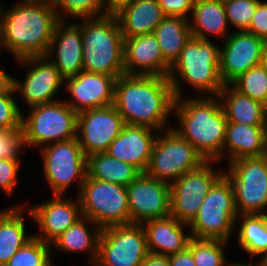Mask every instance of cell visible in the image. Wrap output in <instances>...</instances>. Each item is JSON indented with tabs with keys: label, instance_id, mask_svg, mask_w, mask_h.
<instances>
[{
	"label": "cell",
	"instance_id": "ba28073f",
	"mask_svg": "<svg viewBox=\"0 0 267 266\" xmlns=\"http://www.w3.org/2000/svg\"><path fill=\"white\" fill-rule=\"evenodd\" d=\"M39 150L45 182L52 194L67 195L73 183L78 185L79 194L87 176V156L78 138L52 143Z\"/></svg>",
	"mask_w": 267,
	"mask_h": 266
},
{
	"label": "cell",
	"instance_id": "836d02e7",
	"mask_svg": "<svg viewBox=\"0 0 267 266\" xmlns=\"http://www.w3.org/2000/svg\"><path fill=\"white\" fill-rule=\"evenodd\" d=\"M58 19H87L108 15L105 0H52Z\"/></svg>",
	"mask_w": 267,
	"mask_h": 266
},
{
	"label": "cell",
	"instance_id": "44dd1931",
	"mask_svg": "<svg viewBox=\"0 0 267 266\" xmlns=\"http://www.w3.org/2000/svg\"><path fill=\"white\" fill-rule=\"evenodd\" d=\"M159 132L147 126L125 124L106 153L122 162L132 164L145 173Z\"/></svg>",
	"mask_w": 267,
	"mask_h": 266
},
{
	"label": "cell",
	"instance_id": "ab89813d",
	"mask_svg": "<svg viewBox=\"0 0 267 266\" xmlns=\"http://www.w3.org/2000/svg\"><path fill=\"white\" fill-rule=\"evenodd\" d=\"M21 163V160L0 158V192L2 191L8 197H12L19 182L18 173Z\"/></svg>",
	"mask_w": 267,
	"mask_h": 266
},
{
	"label": "cell",
	"instance_id": "4fadbf2b",
	"mask_svg": "<svg viewBox=\"0 0 267 266\" xmlns=\"http://www.w3.org/2000/svg\"><path fill=\"white\" fill-rule=\"evenodd\" d=\"M214 163L218 162L206 161L170 185V215L179 222L189 225L193 221L211 186L224 173L220 167L215 170Z\"/></svg>",
	"mask_w": 267,
	"mask_h": 266
},
{
	"label": "cell",
	"instance_id": "5bb4252c",
	"mask_svg": "<svg viewBox=\"0 0 267 266\" xmlns=\"http://www.w3.org/2000/svg\"><path fill=\"white\" fill-rule=\"evenodd\" d=\"M16 62L27 67L23 81L15 77L14 90L28 108L59 100L55 97L62 91L64 79L46 56L21 58Z\"/></svg>",
	"mask_w": 267,
	"mask_h": 266
},
{
	"label": "cell",
	"instance_id": "603a6c76",
	"mask_svg": "<svg viewBox=\"0 0 267 266\" xmlns=\"http://www.w3.org/2000/svg\"><path fill=\"white\" fill-rule=\"evenodd\" d=\"M141 225L146 234L148 252L151 254L166 257L176 254L185 250L192 238L189 225L179 222L172 215L148 220Z\"/></svg>",
	"mask_w": 267,
	"mask_h": 266
},
{
	"label": "cell",
	"instance_id": "d590c367",
	"mask_svg": "<svg viewBox=\"0 0 267 266\" xmlns=\"http://www.w3.org/2000/svg\"><path fill=\"white\" fill-rule=\"evenodd\" d=\"M52 251L51 244L33 237L4 266H42Z\"/></svg>",
	"mask_w": 267,
	"mask_h": 266
},
{
	"label": "cell",
	"instance_id": "83f0119b",
	"mask_svg": "<svg viewBox=\"0 0 267 266\" xmlns=\"http://www.w3.org/2000/svg\"><path fill=\"white\" fill-rule=\"evenodd\" d=\"M101 230L95 222L82 216L51 243V249L54 248L53 250L56 249L65 254L88 252L87 264L93 266L98 256V241Z\"/></svg>",
	"mask_w": 267,
	"mask_h": 266
},
{
	"label": "cell",
	"instance_id": "bcb514c9",
	"mask_svg": "<svg viewBox=\"0 0 267 266\" xmlns=\"http://www.w3.org/2000/svg\"><path fill=\"white\" fill-rule=\"evenodd\" d=\"M134 0H105L106 11L108 14H115L122 7L130 4Z\"/></svg>",
	"mask_w": 267,
	"mask_h": 266
},
{
	"label": "cell",
	"instance_id": "7dc6e473",
	"mask_svg": "<svg viewBox=\"0 0 267 266\" xmlns=\"http://www.w3.org/2000/svg\"><path fill=\"white\" fill-rule=\"evenodd\" d=\"M261 65L267 71V41H265L262 48Z\"/></svg>",
	"mask_w": 267,
	"mask_h": 266
},
{
	"label": "cell",
	"instance_id": "8992f818",
	"mask_svg": "<svg viewBox=\"0 0 267 266\" xmlns=\"http://www.w3.org/2000/svg\"><path fill=\"white\" fill-rule=\"evenodd\" d=\"M237 217L234 187L223 173L211 186L197 215L189 224L191 236L231 243Z\"/></svg>",
	"mask_w": 267,
	"mask_h": 266
},
{
	"label": "cell",
	"instance_id": "1f68e13d",
	"mask_svg": "<svg viewBox=\"0 0 267 266\" xmlns=\"http://www.w3.org/2000/svg\"><path fill=\"white\" fill-rule=\"evenodd\" d=\"M142 172L132 164L109 156L106 152L87 156V176L94 180L128 186Z\"/></svg>",
	"mask_w": 267,
	"mask_h": 266
},
{
	"label": "cell",
	"instance_id": "60d3db41",
	"mask_svg": "<svg viewBox=\"0 0 267 266\" xmlns=\"http://www.w3.org/2000/svg\"><path fill=\"white\" fill-rule=\"evenodd\" d=\"M246 31L267 41V0L259 1L249 28Z\"/></svg>",
	"mask_w": 267,
	"mask_h": 266
},
{
	"label": "cell",
	"instance_id": "277c9868",
	"mask_svg": "<svg viewBox=\"0 0 267 266\" xmlns=\"http://www.w3.org/2000/svg\"><path fill=\"white\" fill-rule=\"evenodd\" d=\"M220 44L191 36L180 57L171 66L169 81L175 98L185 97L183 84L195 89L198 95L218 96L224 83L219 75ZM183 82V83H182Z\"/></svg>",
	"mask_w": 267,
	"mask_h": 266
},
{
	"label": "cell",
	"instance_id": "8fae6325",
	"mask_svg": "<svg viewBox=\"0 0 267 266\" xmlns=\"http://www.w3.org/2000/svg\"><path fill=\"white\" fill-rule=\"evenodd\" d=\"M238 215L267 214V158L246 157L227 164Z\"/></svg>",
	"mask_w": 267,
	"mask_h": 266
},
{
	"label": "cell",
	"instance_id": "4dcf8cb0",
	"mask_svg": "<svg viewBox=\"0 0 267 266\" xmlns=\"http://www.w3.org/2000/svg\"><path fill=\"white\" fill-rule=\"evenodd\" d=\"M160 46L163 59L172 66L180 57L185 43L192 36L189 19L181 16H166L153 32Z\"/></svg>",
	"mask_w": 267,
	"mask_h": 266
},
{
	"label": "cell",
	"instance_id": "f6af8a7d",
	"mask_svg": "<svg viewBox=\"0 0 267 266\" xmlns=\"http://www.w3.org/2000/svg\"><path fill=\"white\" fill-rule=\"evenodd\" d=\"M141 266H170V263L166 256L149 253Z\"/></svg>",
	"mask_w": 267,
	"mask_h": 266
},
{
	"label": "cell",
	"instance_id": "4316f807",
	"mask_svg": "<svg viewBox=\"0 0 267 266\" xmlns=\"http://www.w3.org/2000/svg\"><path fill=\"white\" fill-rule=\"evenodd\" d=\"M26 204H14L0 211V266L34 237V233H28L25 223Z\"/></svg>",
	"mask_w": 267,
	"mask_h": 266
},
{
	"label": "cell",
	"instance_id": "30bf717a",
	"mask_svg": "<svg viewBox=\"0 0 267 266\" xmlns=\"http://www.w3.org/2000/svg\"><path fill=\"white\" fill-rule=\"evenodd\" d=\"M78 197L82 216L101 229L130 224L126 186L86 176Z\"/></svg>",
	"mask_w": 267,
	"mask_h": 266
},
{
	"label": "cell",
	"instance_id": "e575fe53",
	"mask_svg": "<svg viewBox=\"0 0 267 266\" xmlns=\"http://www.w3.org/2000/svg\"><path fill=\"white\" fill-rule=\"evenodd\" d=\"M230 84L238 92L267 107V71L261 64L239 75Z\"/></svg>",
	"mask_w": 267,
	"mask_h": 266
},
{
	"label": "cell",
	"instance_id": "f5cc1de1",
	"mask_svg": "<svg viewBox=\"0 0 267 266\" xmlns=\"http://www.w3.org/2000/svg\"><path fill=\"white\" fill-rule=\"evenodd\" d=\"M264 266H267V258L266 260L262 263Z\"/></svg>",
	"mask_w": 267,
	"mask_h": 266
},
{
	"label": "cell",
	"instance_id": "ee69618b",
	"mask_svg": "<svg viewBox=\"0 0 267 266\" xmlns=\"http://www.w3.org/2000/svg\"><path fill=\"white\" fill-rule=\"evenodd\" d=\"M5 70L0 67V93H15V76H11Z\"/></svg>",
	"mask_w": 267,
	"mask_h": 266
},
{
	"label": "cell",
	"instance_id": "52a82bcc",
	"mask_svg": "<svg viewBox=\"0 0 267 266\" xmlns=\"http://www.w3.org/2000/svg\"><path fill=\"white\" fill-rule=\"evenodd\" d=\"M28 109L27 115L22 113L27 148L41 149L49 144L77 137L78 113L64 100Z\"/></svg>",
	"mask_w": 267,
	"mask_h": 266
},
{
	"label": "cell",
	"instance_id": "74e56055",
	"mask_svg": "<svg viewBox=\"0 0 267 266\" xmlns=\"http://www.w3.org/2000/svg\"><path fill=\"white\" fill-rule=\"evenodd\" d=\"M16 97V93H0V131L22 127L23 110Z\"/></svg>",
	"mask_w": 267,
	"mask_h": 266
},
{
	"label": "cell",
	"instance_id": "681fc988",
	"mask_svg": "<svg viewBox=\"0 0 267 266\" xmlns=\"http://www.w3.org/2000/svg\"><path fill=\"white\" fill-rule=\"evenodd\" d=\"M52 256L53 255H51L42 266H55V264H53Z\"/></svg>",
	"mask_w": 267,
	"mask_h": 266
},
{
	"label": "cell",
	"instance_id": "9a60e30c",
	"mask_svg": "<svg viewBox=\"0 0 267 266\" xmlns=\"http://www.w3.org/2000/svg\"><path fill=\"white\" fill-rule=\"evenodd\" d=\"M53 195L41 204L26 205V216L37 225L38 233L34 237L51 244L57 237L65 232L82 217L81 205L78 195ZM29 214V215H27Z\"/></svg>",
	"mask_w": 267,
	"mask_h": 266
},
{
	"label": "cell",
	"instance_id": "e0dca14e",
	"mask_svg": "<svg viewBox=\"0 0 267 266\" xmlns=\"http://www.w3.org/2000/svg\"><path fill=\"white\" fill-rule=\"evenodd\" d=\"M130 224L170 215V185L141 173L127 186Z\"/></svg>",
	"mask_w": 267,
	"mask_h": 266
},
{
	"label": "cell",
	"instance_id": "816d5d0a",
	"mask_svg": "<svg viewBox=\"0 0 267 266\" xmlns=\"http://www.w3.org/2000/svg\"><path fill=\"white\" fill-rule=\"evenodd\" d=\"M265 156L267 158V137H266V152H265Z\"/></svg>",
	"mask_w": 267,
	"mask_h": 266
},
{
	"label": "cell",
	"instance_id": "d6a6232c",
	"mask_svg": "<svg viewBox=\"0 0 267 266\" xmlns=\"http://www.w3.org/2000/svg\"><path fill=\"white\" fill-rule=\"evenodd\" d=\"M188 246L196 266H230L232 263L225 255L228 242L192 237Z\"/></svg>",
	"mask_w": 267,
	"mask_h": 266
},
{
	"label": "cell",
	"instance_id": "8d00e7d4",
	"mask_svg": "<svg viewBox=\"0 0 267 266\" xmlns=\"http://www.w3.org/2000/svg\"><path fill=\"white\" fill-rule=\"evenodd\" d=\"M260 0H223L226 17L232 31H246Z\"/></svg>",
	"mask_w": 267,
	"mask_h": 266
},
{
	"label": "cell",
	"instance_id": "484cf974",
	"mask_svg": "<svg viewBox=\"0 0 267 266\" xmlns=\"http://www.w3.org/2000/svg\"><path fill=\"white\" fill-rule=\"evenodd\" d=\"M115 16L124 38L152 34L166 17L157 0H134Z\"/></svg>",
	"mask_w": 267,
	"mask_h": 266
},
{
	"label": "cell",
	"instance_id": "f907efd6",
	"mask_svg": "<svg viewBox=\"0 0 267 266\" xmlns=\"http://www.w3.org/2000/svg\"><path fill=\"white\" fill-rule=\"evenodd\" d=\"M1 49L3 50V48H2V33H1V16H0V50Z\"/></svg>",
	"mask_w": 267,
	"mask_h": 266
},
{
	"label": "cell",
	"instance_id": "7402d4cb",
	"mask_svg": "<svg viewBox=\"0 0 267 266\" xmlns=\"http://www.w3.org/2000/svg\"><path fill=\"white\" fill-rule=\"evenodd\" d=\"M170 68L153 33L124 38L126 75L168 77Z\"/></svg>",
	"mask_w": 267,
	"mask_h": 266
},
{
	"label": "cell",
	"instance_id": "ac0fdd59",
	"mask_svg": "<svg viewBox=\"0 0 267 266\" xmlns=\"http://www.w3.org/2000/svg\"><path fill=\"white\" fill-rule=\"evenodd\" d=\"M220 48L219 75L230 84L239 75L261 64L265 41L247 31H232Z\"/></svg>",
	"mask_w": 267,
	"mask_h": 266
},
{
	"label": "cell",
	"instance_id": "3957f363",
	"mask_svg": "<svg viewBox=\"0 0 267 266\" xmlns=\"http://www.w3.org/2000/svg\"><path fill=\"white\" fill-rule=\"evenodd\" d=\"M172 125L206 161L223 159L227 119L218 96H185L175 99Z\"/></svg>",
	"mask_w": 267,
	"mask_h": 266
},
{
	"label": "cell",
	"instance_id": "d4e9b609",
	"mask_svg": "<svg viewBox=\"0 0 267 266\" xmlns=\"http://www.w3.org/2000/svg\"><path fill=\"white\" fill-rule=\"evenodd\" d=\"M191 35L202 40L220 39L231 34L223 0H195L189 18Z\"/></svg>",
	"mask_w": 267,
	"mask_h": 266
},
{
	"label": "cell",
	"instance_id": "5b68a950",
	"mask_svg": "<svg viewBox=\"0 0 267 266\" xmlns=\"http://www.w3.org/2000/svg\"><path fill=\"white\" fill-rule=\"evenodd\" d=\"M83 71L125 74L124 36L115 14L82 19Z\"/></svg>",
	"mask_w": 267,
	"mask_h": 266
},
{
	"label": "cell",
	"instance_id": "f1b7e54d",
	"mask_svg": "<svg viewBox=\"0 0 267 266\" xmlns=\"http://www.w3.org/2000/svg\"><path fill=\"white\" fill-rule=\"evenodd\" d=\"M218 97L228 122L267 125V107L238 92L231 84H224Z\"/></svg>",
	"mask_w": 267,
	"mask_h": 266
},
{
	"label": "cell",
	"instance_id": "7c38bea8",
	"mask_svg": "<svg viewBox=\"0 0 267 266\" xmlns=\"http://www.w3.org/2000/svg\"><path fill=\"white\" fill-rule=\"evenodd\" d=\"M148 254L141 224L110 226L101 230L93 266H141Z\"/></svg>",
	"mask_w": 267,
	"mask_h": 266
},
{
	"label": "cell",
	"instance_id": "ffe728a7",
	"mask_svg": "<svg viewBox=\"0 0 267 266\" xmlns=\"http://www.w3.org/2000/svg\"><path fill=\"white\" fill-rule=\"evenodd\" d=\"M79 21L58 19L45 55L64 80L83 71L82 19Z\"/></svg>",
	"mask_w": 267,
	"mask_h": 266
},
{
	"label": "cell",
	"instance_id": "7bdbcfd3",
	"mask_svg": "<svg viewBox=\"0 0 267 266\" xmlns=\"http://www.w3.org/2000/svg\"><path fill=\"white\" fill-rule=\"evenodd\" d=\"M170 266H196L190 247L176 254L168 256Z\"/></svg>",
	"mask_w": 267,
	"mask_h": 266
},
{
	"label": "cell",
	"instance_id": "2e32d148",
	"mask_svg": "<svg viewBox=\"0 0 267 266\" xmlns=\"http://www.w3.org/2000/svg\"><path fill=\"white\" fill-rule=\"evenodd\" d=\"M124 125L114 105L78 113L77 138L84 154L106 152Z\"/></svg>",
	"mask_w": 267,
	"mask_h": 266
},
{
	"label": "cell",
	"instance_id": "7a4b0ae2",
	"mask_svg": "<svg viewBox=\"0 0 267 266\" xmlns=\"http://www.w3.org/2000/svg\"><path fill=\"white\" fill-rule=\"evenodd\" d=\"M2 8L0 3L2 48L14 60L45 56L58 20L53 1L20 0Z\"/></svg>",
	"mask_w": 267,
	"mask_h": 266
},
{
	"label": "cell",
	"instance_id": "f35d334b",
	"mask_svg": "<svg viewBox=\"0 0 267 266\" xmlns=\"http://www.w3.org/2000/svg\"><path fill=\"white\" fill-rule=\"evenodd\" d=\"M22 149H26L22 127L0 131V158L21 160Z\"/></svg>",
	"mask_w": 267,
	"mask_h": 266
},
{
	"label": "cell",
	"instance_id": "6da1fadb",
	"mask_svg": "<svg viewBox=\"0 0 267 266\" xmlns=\"http://www.w3.org/2000/svg\"><path fill=\"white\" fill-rule=\"evenodd\" d=\"M175 99L169 77L124 74L115 82L113 105L127 125L172 128L168 119Z\"/></svg>",
	"mask_w": 267,
	"mask_h": 266
},
{
	"label": "cell",
	"instance_id": "b9f144b4",
	"mask_svg": "<svg viewBox=\"0 0 267 266\" xmlns=\"http://www.w3.org/2000/svg\"><path fill=\"white\" fill-rule=\"evenodd\" d=\"M166 16H181L189 19L195 0H157Z\"/></svg>",
	"mask_w": 267,
	"mask_h": 266
},
{
	"label": "cell",
	"instance_id": "f546056e",
	"mask_svg": "<svg viewBox=\"0 0 267 266\" xmlns=\"http://www.w3.org/2000/svg\"><path fill=\"white\" fill-rule=\"evenodd\" d=\"M235 223L239 247L249 259L258 257L257 262L263 263L267 258V214L238 215Z\"/></svg>",
	"mask_w": 267,
	"mask_h": 266
},
{
	"label": "cell",
	"instance_id": "d6986e66",
	"mask_svg": "<svg viewBox=\"0 0 267 266\" xmlns=\"http://www.w3.org/2000/svg\"><path fill=\"white\" fill-rule=\"evenodd\" d=\"M115 76L81 71L64 80L69 100L64 101L76 112L103 108L114 104ZM71 97V98H70Z\"/></svg>",
	"mask_w": 267,
	"mask_h": 266
},
{
	"label": "cell",
	"instance_id": "cb8c5ba5",
	"mask_svg": "<svg viewBox=\"0 0 267 266\" xmlns=\"http://www.w3.org/2000/svg\"><path fill=\"white\" fill-rule=\"evenodd\" d=\"M266 137L267 125H244L227 122L223 146L225 161L228 160L227 163H230L240 158L265 155Z\"/></svg>",
	"mask_w": 267,
	"mask_h": 266
},
{
	"label": "cell",
	"instance_id": "9c48e42d",
	"mask_svg": "<svg viewBox=\"0 0 267 266\" xmlns=\"http://www.w3.org/2000/svg\"><path fill=\"white\" fill-rule=\"evenodd\" d=\"M205 162L189 141L169 128L159 132L145 173L171 185L183 174L199 168Z\"/></svg>",
	"mask_w": 267,
	"mask_h": 266
},
{
	"label": "cell",
	"instance_id": "c3c4849f",
	"mask_svg": "<svg viewBox=\"0 0 267 266\" xmlns=\"http://www.w3.org/2000/svg\"><path fill=\"white\" fill-rule=\"evenodd\" d=\"M253 261H251L249 264L248 263H245V262H233L230 264V266H264L262 263L260 262H255V264L253 265L252 263Z\"/></svg>",
	"mask_w": 267,
	"mask_h": 266
}]
</instances>
